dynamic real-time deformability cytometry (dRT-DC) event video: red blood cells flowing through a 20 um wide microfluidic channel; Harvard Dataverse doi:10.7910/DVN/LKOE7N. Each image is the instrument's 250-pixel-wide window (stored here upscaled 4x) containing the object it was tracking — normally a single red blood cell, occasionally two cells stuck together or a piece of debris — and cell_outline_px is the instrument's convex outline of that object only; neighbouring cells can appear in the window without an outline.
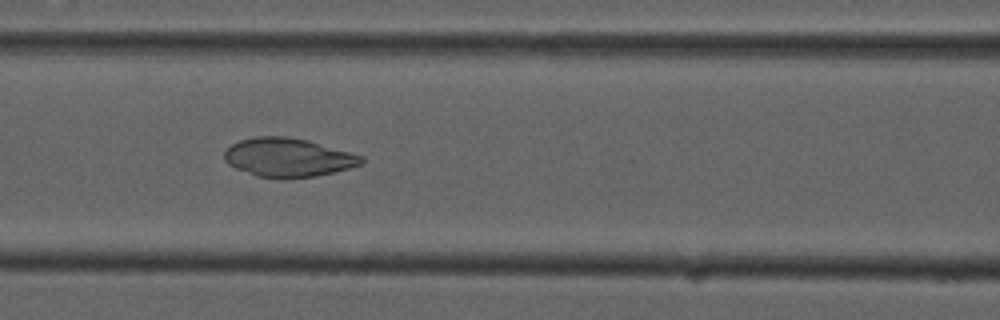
{"species": "common noctule bat (a hibernating species)", "species_latin": "Nyctalus noctula", "temperature_condition": "cold", "stored_images_in_passage": 49, "camera_frame_rate_fps": 3000, "um_per_image_px": 0.085, "animal": {"sex": "male", "forearm_length_mm": 52.5}, "frame": {"image": 1, "passage_image": 18, "time_ms": 5.667, "image_size_px": [1000, 320], "cell_outline_px": [[364, 164], [316, 176], [256, 176], [236, 168], [228, 164], [224, 160], [224, 152], [232, 144], [240, 140], [256, 136], [288, 136], [308, 140], [364, 156]], "centroid_in_image_um": [24.49, 13.35], "position_along_channel_um": 142.1, "area_um2": 30.4}}
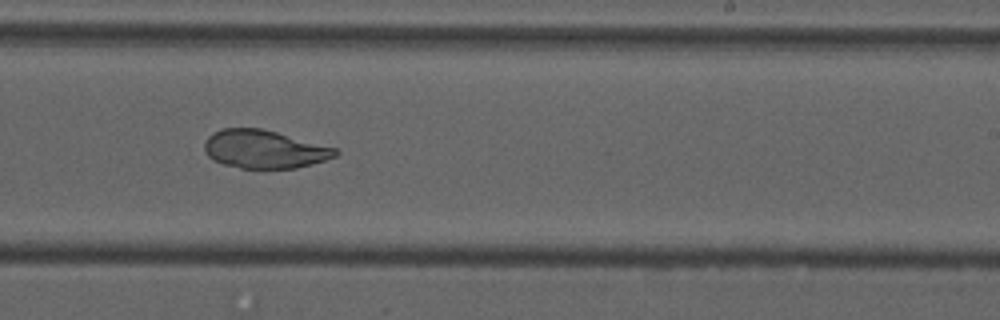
{"frame": {"image": 2, "passage_image": 28, "time_ms": 9.0, "image_size_px": [1000, 320], "cell_outline_px": [[340, 152], [336, 156], [312, 164], [296, 168], [240, 168], [224, 164], [212, 160], [204, 152], [204, 144], [208, 136], [212, 132], [224, 128], [260, 128], [276, 132], [336, 148]], "centroid_in_image_um": [22.43, 12.68], "position_along_channel_um": 266.6, "area_um2": 29.07}}
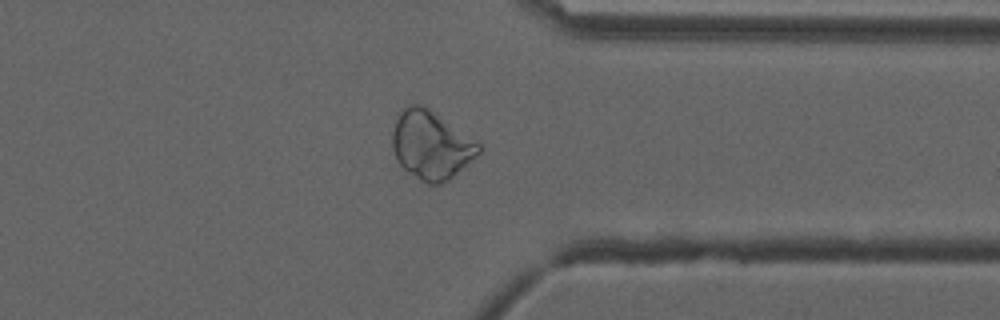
{"frame": {"image": 3, "passage_image": 37, "time_ms": 12.0, "image_size_px": [1000, 320], "cell_outline_px": [[480, 152], [448, 180], [440, 184], [428, 184], [420, 180], [408, 172], [400, 164], [392, 148], [392, 132], [396, 120], [400, 112], [408, 104], [420, 104], [428, 108], [480, 144]], "centroid_in_image_um": [36.6, 12.33], "position_along_channel_um": 374.8, "area_um2": 33.64}}